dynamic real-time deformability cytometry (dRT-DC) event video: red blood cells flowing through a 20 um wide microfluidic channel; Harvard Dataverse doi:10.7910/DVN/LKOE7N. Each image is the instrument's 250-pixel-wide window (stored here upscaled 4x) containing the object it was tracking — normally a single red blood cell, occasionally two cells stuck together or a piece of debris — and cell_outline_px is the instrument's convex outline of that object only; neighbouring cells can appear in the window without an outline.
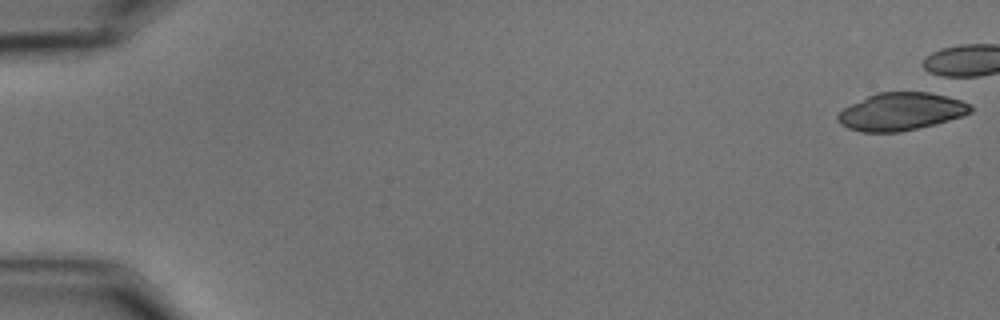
{"species": "common noctule bat (a hibernating species)", "species_latin": "Nyctalus noctula", "temperature_condition": "cold", "stored_images_in_passage": 5, "camera_frame_rate_fps": 3000, "um_per_image_px": 0.085, "animal": {"sex": "male", "body_mass_g": 15.6}, "frame": {"image": 1, "passage_image": 1, "time_ms": 0.0, "image_size_px": [1000, 320], "cell_outline_px": [[972, 112], [964, 116], [936, 124], [900, 132], [860, 132], [848, 128], [840, 124], [836, 120], [836, 116], [844, 108], [876, 92], [940, 92], [972, 104]], "centroid_in_image_um": [76.64, 9.48], "position_along_channel_um": 8.4, "area_um2": 29.59}}